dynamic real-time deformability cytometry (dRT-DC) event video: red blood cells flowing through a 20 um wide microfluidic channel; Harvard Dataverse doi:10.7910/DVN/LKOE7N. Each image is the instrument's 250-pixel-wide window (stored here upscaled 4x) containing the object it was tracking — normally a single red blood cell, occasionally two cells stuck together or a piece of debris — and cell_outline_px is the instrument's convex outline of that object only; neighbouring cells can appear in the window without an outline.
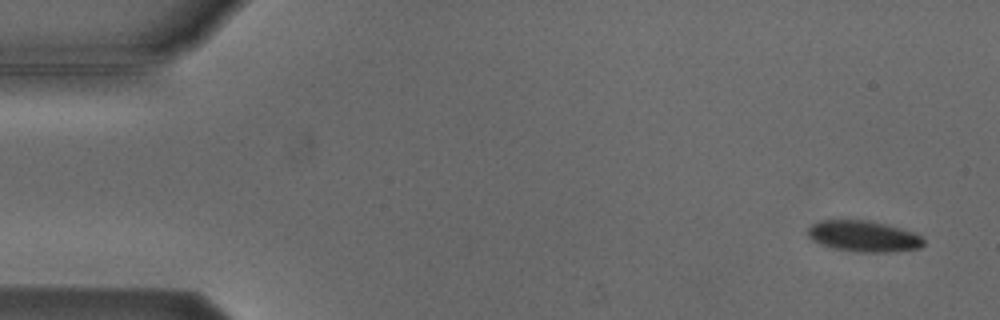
{"species": "Egyptian fruit bat (a non-hibernating species)", "species_latin": "Rousettus aegyptiacus", "temperature_condition": "cold", "stored_images_in_passage": 5, "camera_frame_rate_fps": 3000, "um_per_image_px": 0.085, "animal": {"sex": "male"}, "frame": {"image": 1, "passage_image": 1, "time_ms": 0.0, "image_size_px": [1000, 320], "cell_outline_px": [[924, 244], [920, 248], [892, 252], [856, 252], [832, 248], [820, 244], [812, 240], [808, 236], [808, 228], [812, 224], [820, 220], [868, 220], [888, 224], [912, 232], [920, 236], [924, 240]], "centroid_in_image_um": [73.39, 20.08], "position_along_channel_um": 11.6, "area_um2": 21.1}}